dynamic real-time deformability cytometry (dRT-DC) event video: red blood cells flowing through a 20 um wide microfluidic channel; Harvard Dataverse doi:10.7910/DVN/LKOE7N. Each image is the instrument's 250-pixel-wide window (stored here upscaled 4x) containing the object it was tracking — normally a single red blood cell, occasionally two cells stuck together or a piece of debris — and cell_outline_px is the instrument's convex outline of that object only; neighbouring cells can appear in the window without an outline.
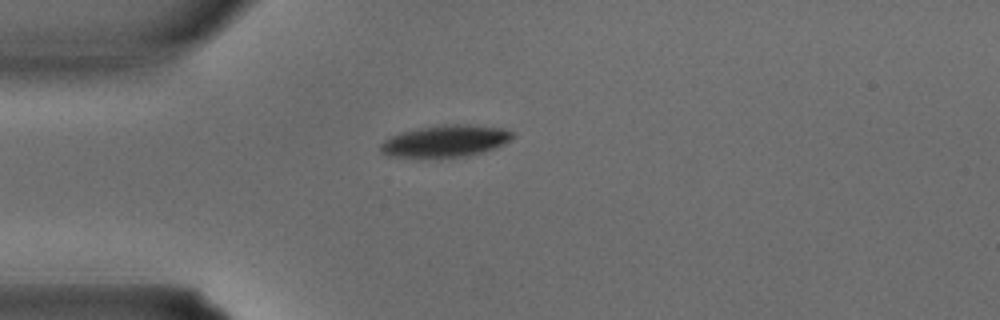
{"species": "common noctule bat (a hibernating species)", "species_latin": "Nyctalus noctula", "temperature_condition": "warm", "stored_images_in_passage": 25, "camera_frame_rate_fps": 3000, "um_per_image_px": 0.085, "animal": {"sex": "male", "body_mass_g": 15.6}, "frame": {"image": 1, "passage_image": 1, "time_ms": 0.0, "image_size_px": [1000, 320], "cell_outline_px": [[516, 136], [504, 144], [496, 148], [468, 156], [388, 156], [380, 152], [380, 144], [384, 140], [400, 132], [420, 128], [444, 124], [468, 124], [504, 128], [512, 132]], "centroid_in_image_um": [37.91, 11.97], "position_along_channel_um": 47.1, "area_um2": 24.28}}
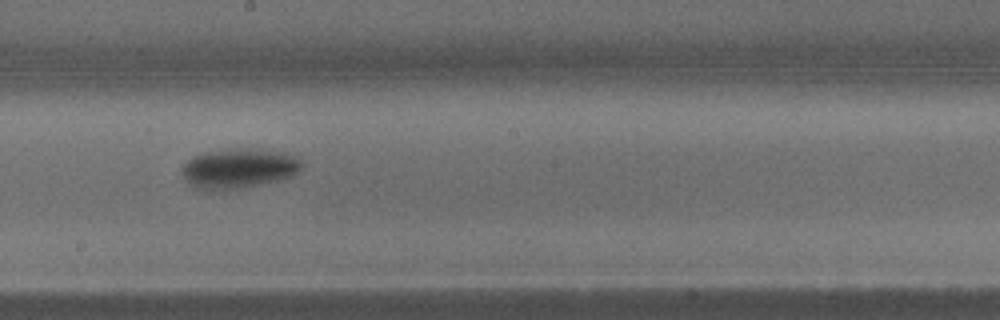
{"frame": {"image": 2, "passage_image": 11, "time_ms": 3.333, "image_size_px": [1000, 320], "cell_outline_px": [[304, 164], [292, 176], [276, 180], [240, 188], [196, 188], [180, 172], [184, 164], [192, 156], [208, 152], [232, 148], [260, 148], [292, 152]], "centroid_in_image_um": [20.37, 14.25], "position_along_channel_um": 227.8, "area_um2": 27.51}}
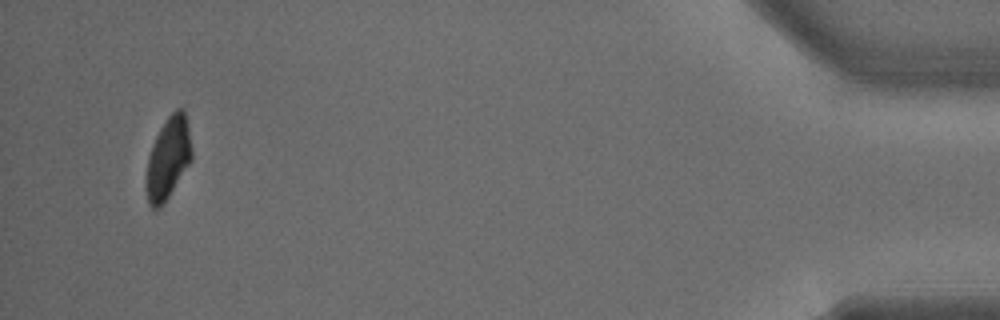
{"frame": {"image": 3, "passage_image": 25, "time_ms": 8.0, "image_size_px": [1000, 320], "cell_outline_px": [[192, 160], [160, 208], [152, 208], [148, 204], [144, 188], [144, 184], [148, 156], [152, 144], [160, 128], [168, 116], [176, 108], [184, 108], [192, 148]], "centroid_in_image_um": [14.26, 13.46], "position_along_channel_um": 420.9, "area_um2": 21.91}}